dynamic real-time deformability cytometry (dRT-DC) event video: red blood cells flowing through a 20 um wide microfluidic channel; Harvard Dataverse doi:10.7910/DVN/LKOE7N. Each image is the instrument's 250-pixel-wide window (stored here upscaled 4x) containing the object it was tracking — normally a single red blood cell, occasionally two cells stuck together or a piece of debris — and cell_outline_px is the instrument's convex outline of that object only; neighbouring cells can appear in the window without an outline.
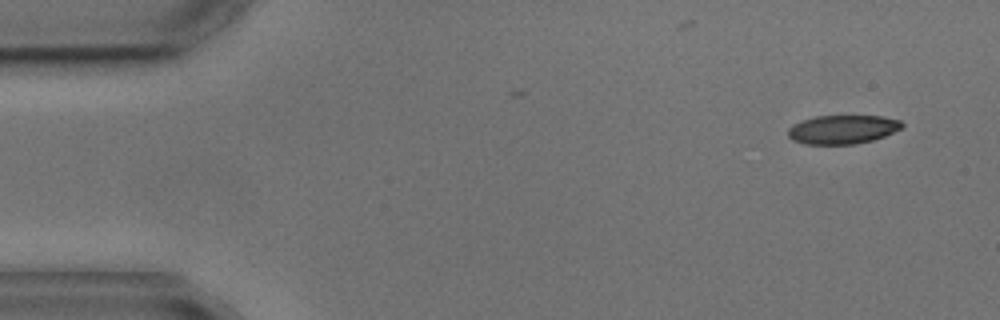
{"species": "common noctule bat (a hibernating species)", "species_latin": "Nyctalus noctula", "temperature_condition": "cold", "stored_images_in_passage": 5, "segment_of_instrument_passage": [1, 2], "camera_frame_rate_fps": 3000, "um_per_image_px": 0.085, "animal": {"sex": "male", "body_mass_g": 17.9, "forearm_length_mm": 54.2}, "frame": {"image": 1, "passage_image": 1, "time_ms": 0.0, "image_size_px": [1000, 320], "cell_outline_px": [[904, 124], [900, 128], [884, 136], [872, 140], [852, 144], [804, 144], [792, 140], [788, 136], [788, 128], [792, 124], [816, 116], [884, 116], [900, 120]], "centroid_in_image_um": [71.59, 11.0], "position_along_channel_um": 13.4, "area_um2": 19.02}}